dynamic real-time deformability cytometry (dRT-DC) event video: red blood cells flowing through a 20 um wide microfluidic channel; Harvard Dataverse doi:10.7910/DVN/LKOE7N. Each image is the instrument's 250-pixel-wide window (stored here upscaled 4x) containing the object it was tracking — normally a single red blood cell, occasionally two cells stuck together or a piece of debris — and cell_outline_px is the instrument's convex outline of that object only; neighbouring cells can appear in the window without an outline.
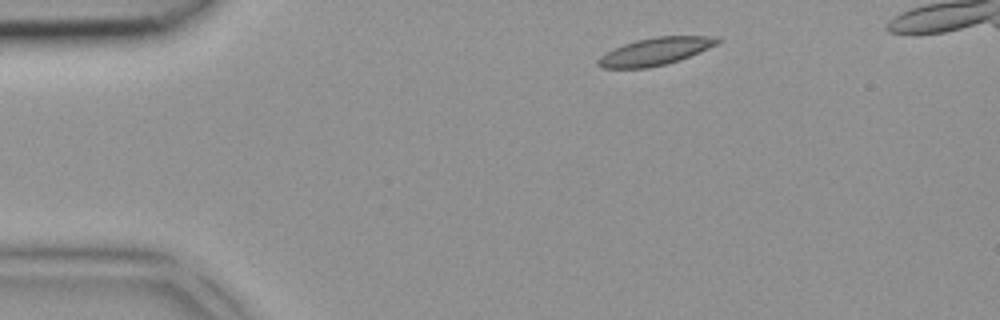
{"species": "common noctule bat (a hibernating species)", "species_latin": "Nyctalus noctula", "temperature_condition": "room temperature", "stored_images_in_passage": 3, "camera_frame_rate_fps": 3000, "um_per_image_px": 0.085, "animal": {"sex": "female", "body_mass_g": 18.4}, "frame": {"image": 1, "passage_image": 1, "time_ms": 0.0, "image_size_px": [1000, 320], "cell_outline_px": [[720, 40], [716, 44], [708, 48], [680, 60], [668, 64], [648, 68], [604, 68], [596, 64], [596, 60], [600, 56], [624, 44], [636, 40], [656, 36], [720, 36]], "centroid_in_image_um": [55.7, 4.37], "position_along_channel_um": 29.3, "area_um2": 19.02}}